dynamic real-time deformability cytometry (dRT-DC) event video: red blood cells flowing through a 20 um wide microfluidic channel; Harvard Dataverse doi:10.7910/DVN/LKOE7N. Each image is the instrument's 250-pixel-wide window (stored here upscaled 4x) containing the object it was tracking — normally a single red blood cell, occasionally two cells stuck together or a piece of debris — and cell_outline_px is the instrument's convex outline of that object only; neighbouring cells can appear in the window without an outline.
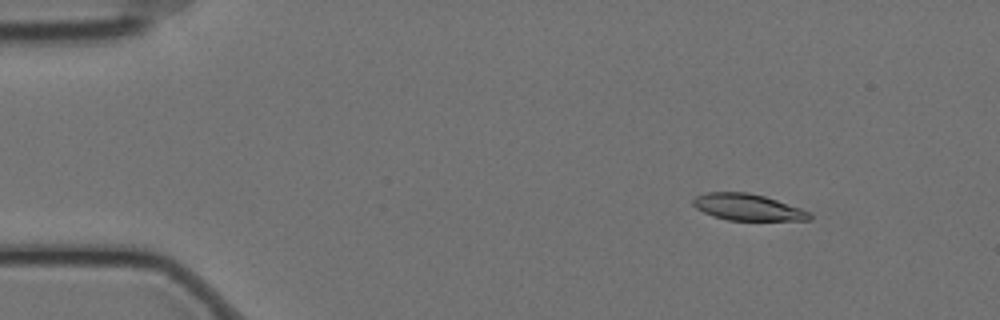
{"species": "Egyptian fruit bat (a non-hibernating species)", "species_latin": "Rousettus aegyptiacus", "temperature_condition": "cold", "stored_images_in_passage": 54, "camera_frame_rate_fps": 3000, "um_per_image_px": 0.085, "animal": {"sex": "female"}, "frame": {"image": 1, "passage_image": 3, "time_ms": 0.667, "image_size_px": [1000, 320], "cell_outline_px": [[812, 220], [728, 220], [712, 216], [696, 208], [692, 204], [692, 200], [696, 196], [708, 192], [748, 192], [764, 196], [812, 212]], "centroid_in_image_um": [63.55, 17.61], "position_along_channel_um": 21.4, "area_um2": 17.98}}
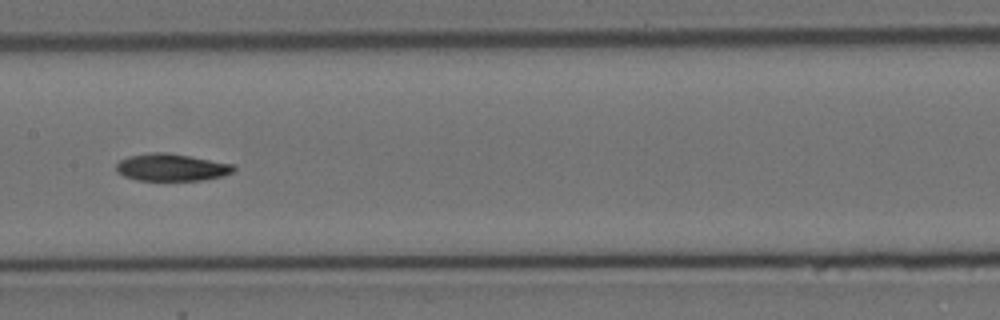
{"frame": {"image": 2, "passage_image": 25, "time_ms": 8.0, "image_size_px": [1000, 320], "cell_outline_px": [[236, 168], [232, 172], [224, 176], [200, 180], [136, 180], [124, 176], [116, 172], [116, 164], [120, 160], [128, 156], [152, 152], [168, 152], [236, 164]], "centroid_in_image_um": [14.59, 14.22], "position_along_channel_um": 192.8, "area_um2": 18.84}}
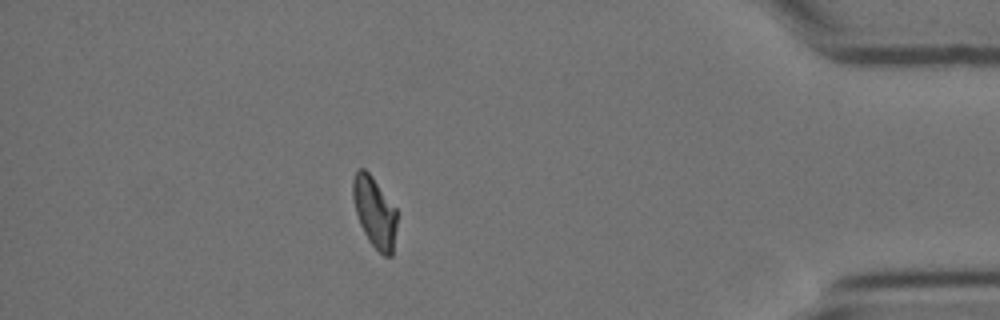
{"frame": {"image": 3, "passage_image": 47, "time_ms": 15.333, "image_size_px": [1000, 320], "cell_outline_px": [[396, 228], [392, 256], [384, 256], [368, 240], [360, 224], [356, 212], [352, 196], [352, 180], [356, 172], [360, 168], [364, 168], [372, 176], [396, 208]], "centroid_in_image_um": [31.83, 18.02], "position_along_channel_um": 403.4, "area_um2": 17.98}, "authors_computed_cell_mechanics": {"area_um2": 18.9584, "velocity_mm_per_s": 3.4685, "shape_relaxation_time_tau1_ms": 9.0723, "shape_relaxation_time_tau2_ms": null, "deformation_change_tau1": 0.1968, "deformation_change_tau2": null}}